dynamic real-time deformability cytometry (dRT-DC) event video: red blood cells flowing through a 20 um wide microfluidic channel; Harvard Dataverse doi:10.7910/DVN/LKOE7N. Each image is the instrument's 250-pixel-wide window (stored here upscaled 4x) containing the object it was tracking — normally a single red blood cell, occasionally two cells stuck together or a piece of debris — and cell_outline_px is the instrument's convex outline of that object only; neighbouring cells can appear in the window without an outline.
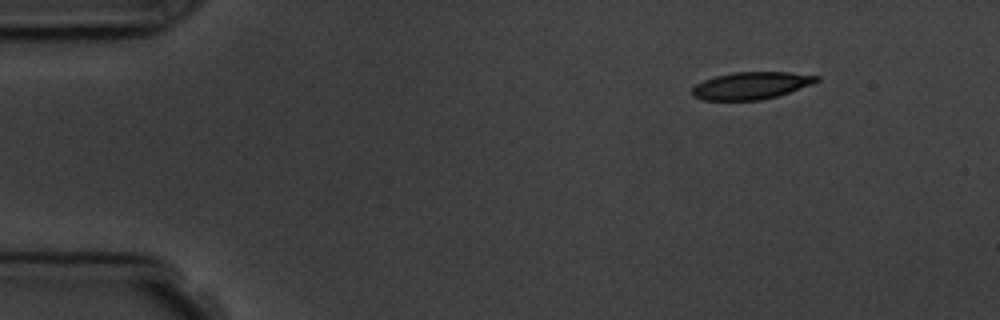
{"species": "common noctule bat (a hibernating species)", "species_latin": "Nyctalus noctula", "temperature_condition": "room temperature", "stored_images_in_passage": 5, "camera_frame_rate_fps": 3000, "um_per_image_px": 0.085, "animal": {"sex": "male", "body_mass_g": 19.5, "forearm_length_mm": 54.6}, "frame": {"image": 1, "passage_image": 1, "time_ms": 0.0, "image_size_px": [1000, 320], "cell_outline_px": [[820, 80], [812, 84], [776, 96], [760, 100], [704, 100], [692, 96], [692, 88], [696, 84], [704, 80], [716, 76], [736, 72], [788, 72], [820, 76]], "centroid_in_image_um": [63.84, 7.27], "position_along_channel_um": 21.2, "area_um2": 19.59}}
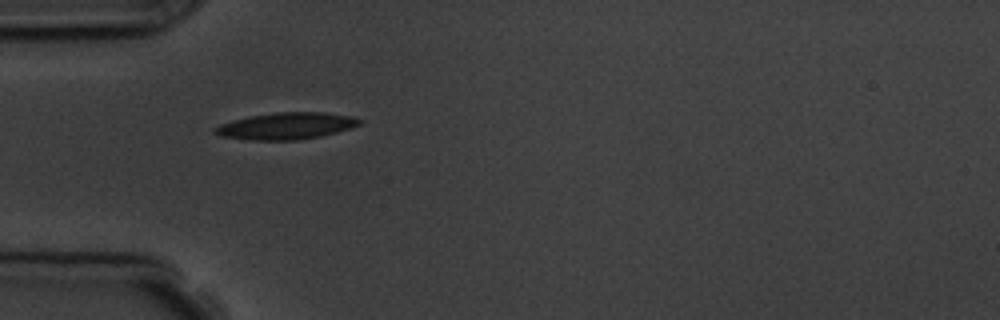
{"frame": {"image": 2, "passage_image": 4, "time_ms": 3.333, "image_size_px": [1000, 320], "cell_outline_px": [[364, 120], [360, 124], [352, 128], [320, 136], [296, 140], [252, 140], [220, 136], [212, 132], [212, 128], [220, 124], [232, 120], [252, 116], [276, 112], [324, 112], [352, 116]], "centroid_in_image_um": [24.33, 10.7], "position_along_channel_um": 60.7, "area_um2": 22.6}}